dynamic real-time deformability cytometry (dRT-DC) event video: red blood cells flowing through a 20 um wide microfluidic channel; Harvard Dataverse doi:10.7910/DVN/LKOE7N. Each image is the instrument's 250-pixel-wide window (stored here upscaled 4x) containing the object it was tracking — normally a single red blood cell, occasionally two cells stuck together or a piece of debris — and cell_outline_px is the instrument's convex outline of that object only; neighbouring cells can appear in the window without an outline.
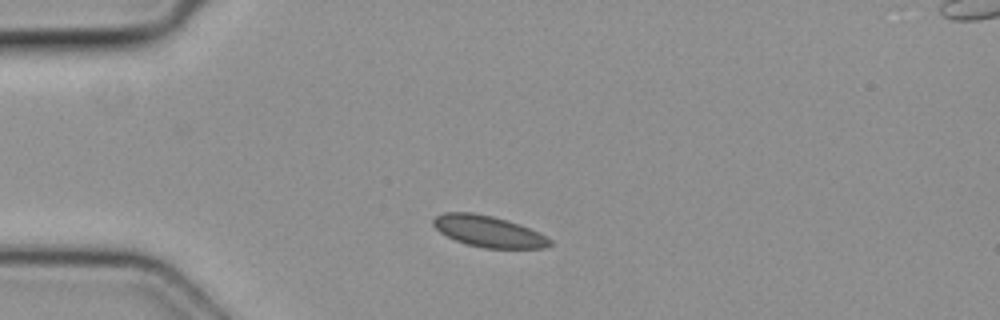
{"species": "common noctule bat (a hibernating species)", "species_latin": "Nyctalus noctula", "temperature_condition": "cold", "stored_images_in_passage": 5, "camera_frame_rate_fps": 3000, "um_per_image_px": 0.085, "animal": {"sex": "female", "body_mass_g": 19.3, "forearm_length_mm": 54.1}, "frame": {"image": 1, "passage_image": 3, "time_ms": 0.667, "image_size_px": [1000, 320], "cell_outline_px": [[552, 244], [548, 248], [484, 248], [468, 244], [456, 240], [440, 232], [432, 224], [432, 220], [436, 216], [444, 212], [472, 212], [492, 216], [520, 224], [552, 240]], "centroid_in_image_um": [41.51, 19.66], "position_along_channel_um": 43.5, "area_um2": 21.04}}
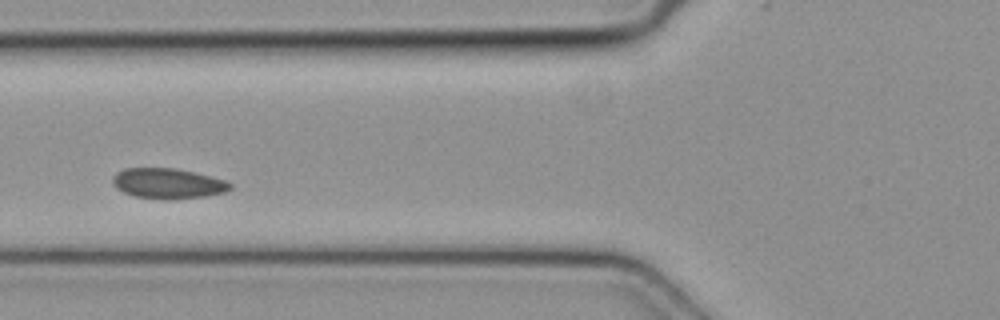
{"frame": {"image": 2, "passage_image": 5, "time_ms": 1.333, "image_size_px": [1000, 320], "cell_outline_px": [[232, 188], [224, 192], [204, 196], [176, 200], [164, 200], [136, 196], [124, 192], [116, 188], [112, 184], [112, 176], [116, 172], [124, 168], [176, 168], [224, 180], [232, 184]], "centroid_in_image_um": [14.23, 15.6], "position_along_channel_um": 111.6, "area_um2": 20.81}}